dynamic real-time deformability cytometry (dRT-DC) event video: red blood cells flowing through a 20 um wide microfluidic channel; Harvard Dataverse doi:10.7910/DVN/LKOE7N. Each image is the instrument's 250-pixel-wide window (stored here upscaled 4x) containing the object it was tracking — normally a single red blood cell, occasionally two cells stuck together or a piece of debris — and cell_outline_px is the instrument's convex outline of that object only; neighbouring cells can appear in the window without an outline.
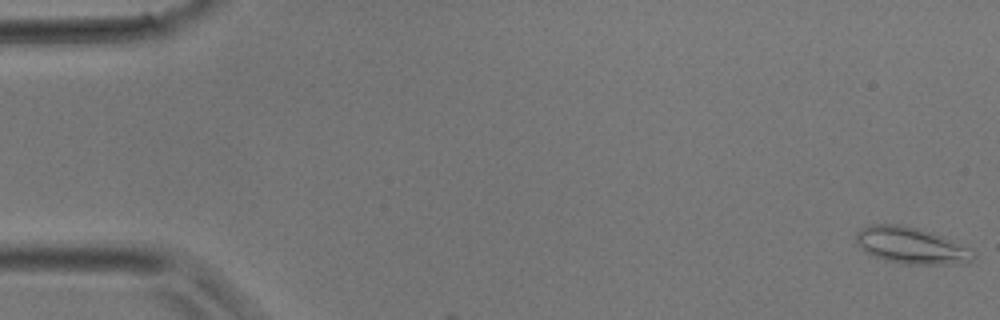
{"species": "common noctule bat (a hibernating species)", "species_latin": "Nyctalus noctula", "temperature_condition": "room temperature", "stored_images_in_passage": 38, "camera_frame_rate_fps": 3000, "um_per_image_px": 0.085, "animal": {"sex": "male", "body_mass_g": 17.9}, "frame": {"image": 1, "passage_image": 1, "time_ms": 0.0, "image_size_px": [1000, 320], "cell_outline_px": [[976, 256], [972, 260], [948, 264], [904, 264], [872, 256], [864, 252], [856, 244], [856, 232], [860, 228], [872, 224], [900, 224], [932, 232], [944, 236], [972, 248]], "centroid_in_image_um": [77.43, 20.85], "position_along_channel_um": 7.6, "area_um2": 25.14}}
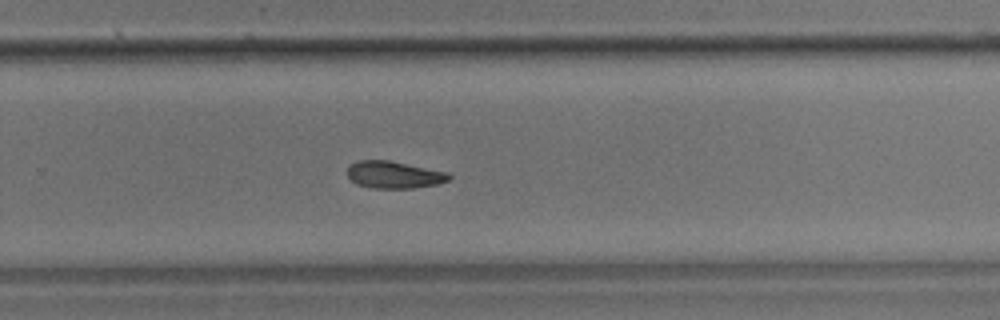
{"frame": {"image": 2, "passage_image": 25, "time_ms": 8.0, "image_size_px": [1000, 320], "cell_outline_px": [[452, 176], [448, 180], [436, 184], [412, 188], [372, 188], [356, 184], [348, 176], [348, 168], [356, 160], [388, 160], [448, 172]], "centroid_in_image_um": [33.49, 14.85], "position_along_channel_um": 296.3, "area_um2": 15.95}}
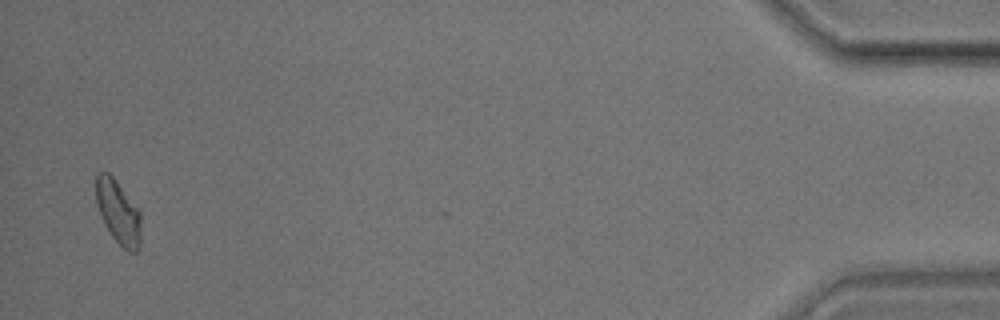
{"frame": {"image": 3, "passage_image": 37, "time_ms": 12.0, "image_size_px": [1000, 320], "cell_outline_px": [[140, 248], [136, 252], [128, 252], [112, 236], [104, 224], [96, 204], [96, 172], [108, 172], [116, 180], [140, 208]], "centroid_in_image_um": [10.06, 18.01], "position_along_channel_um": 425.1, "area_um2": 16.94}}